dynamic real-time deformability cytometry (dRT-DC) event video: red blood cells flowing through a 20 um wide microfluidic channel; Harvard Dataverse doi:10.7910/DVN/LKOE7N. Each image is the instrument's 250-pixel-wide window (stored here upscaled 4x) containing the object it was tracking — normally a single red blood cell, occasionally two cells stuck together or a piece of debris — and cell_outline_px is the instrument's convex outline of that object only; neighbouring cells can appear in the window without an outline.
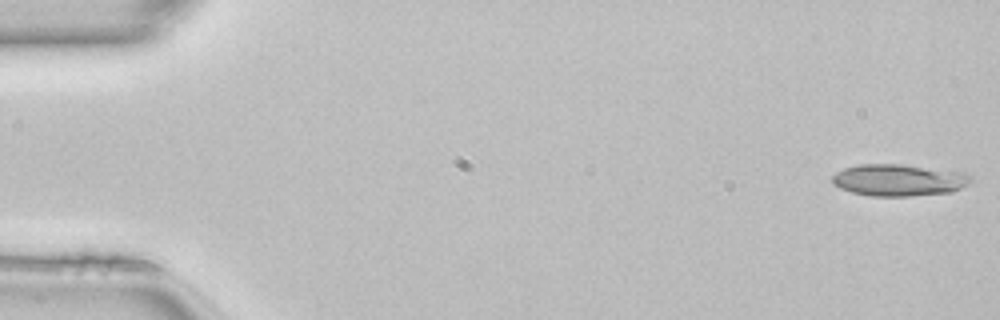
{"species": "common noctule bat (a hibernating species)", "species_latin": "Nyctalus noctula", "temperature_condition": "room temperature", "stored_images_in_passage": 14, "camera_frame_rate_fps": 3000, "um_per_image_px": 0.085, "animal": {"sex": "female", "body_mass_g": 22.7, "forearm_length_mm": 54.2}, "frame": {"image": 1, "passage_image": 1, "time_ms": 0.0, "image_size_px": [1000, 320], "cell_outline_px": [[972, 180], [968, 184], [952, 192], [912, 196], [872, 196], [852, 192], [840, 188], [832, 184], [832, 176], [836, 172], [844, 168], [860, 164], [900, 164], [968, 172], [972, 176]], "centroid_in_image_um": [76.43, 15.3], "position_along_channel_um": 8.6, "area_um2": 25.95}}
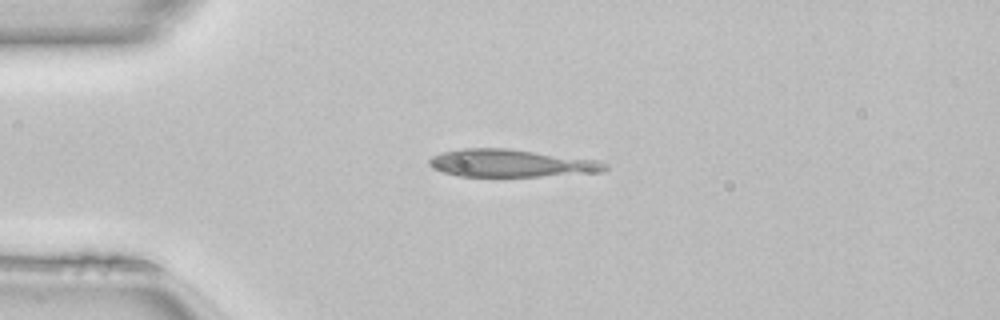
{"frame": {"image": 2, "passage_image": 12, "time_ms": 3.667, "image_size_px": [1000, 320], "cell_outline_px": [[608, 168], [604, 172], [540, 176], [460, 176], [444, 172], [432, 168], [428, 164], [428, 160], [432, 156], [444, 152], [464, 148], [508, 148], [596, 160], [608, 164]], "centroid_in_image_um": [43.45, 13.87], "position_along_channel_um": 41.6, "area_um2": 28.15}}